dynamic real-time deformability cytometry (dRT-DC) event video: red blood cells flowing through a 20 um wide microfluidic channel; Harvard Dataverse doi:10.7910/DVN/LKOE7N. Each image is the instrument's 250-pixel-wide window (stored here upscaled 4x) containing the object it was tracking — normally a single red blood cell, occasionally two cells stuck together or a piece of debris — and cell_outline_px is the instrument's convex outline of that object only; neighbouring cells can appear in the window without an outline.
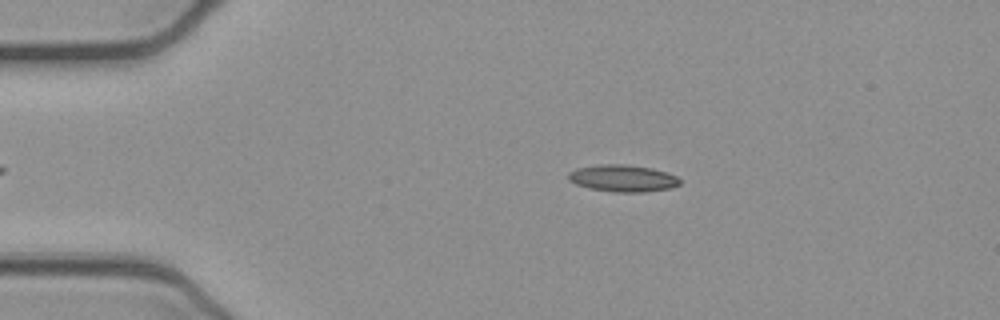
{"species": "common noctule bat (a hibernating species)", "species_latin": "Nyctalus noctula", "temperature_condition": "cold", "stored_images_in_passage": 21, "camera_frame_rate_fps": 3000, "um_per_image_px": 0.085, "animal": {"sex": "female", "body_mass_g": 21.9}, "frame": {"image": 1, "passage_image": 10, "time_ms": 3.0, "image_size_px": [1000, 320], "cell_outline_px": [[680, 184], [668, 188], [644, 192], [616, 192], [588, 188], [576, 184], [568, 180], [568, 172], [576, 168], [596, 164], [628, 164], [652, 168], [676, 176], [680, 180]], "centroid_in_image_um": [52.88, 15.14], "position_along_channel_um": 32.1, "area_um2": 17.51}}
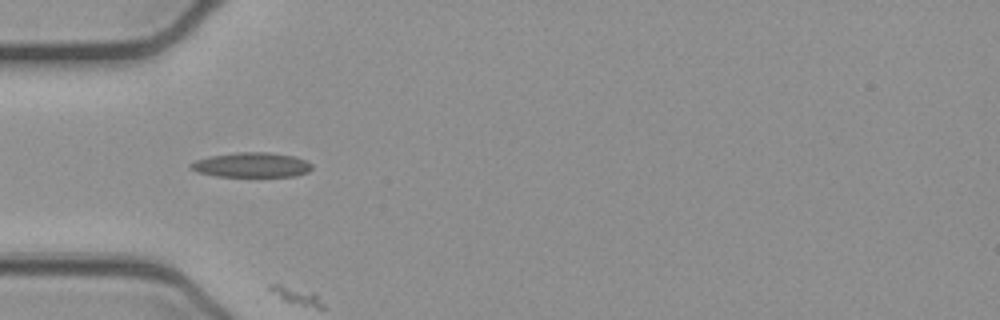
{"frame": {"image": 2, "passage_image": 16, "time_ms": 5.0, "image_size_px": [1000, 320], "cell_outline_px": [[312, 168], [308, 172], [296, 176], [216, 176], [196, 172], [188, 168], [188, 164], [196, 160], [208, 156], [236, 152], [268, 152], [296, 156], [312, 164]], "centroid_in_image_um": [21.35, 14.01], "position_along_channel_um": 63.7, "area_um2": 17.69}}